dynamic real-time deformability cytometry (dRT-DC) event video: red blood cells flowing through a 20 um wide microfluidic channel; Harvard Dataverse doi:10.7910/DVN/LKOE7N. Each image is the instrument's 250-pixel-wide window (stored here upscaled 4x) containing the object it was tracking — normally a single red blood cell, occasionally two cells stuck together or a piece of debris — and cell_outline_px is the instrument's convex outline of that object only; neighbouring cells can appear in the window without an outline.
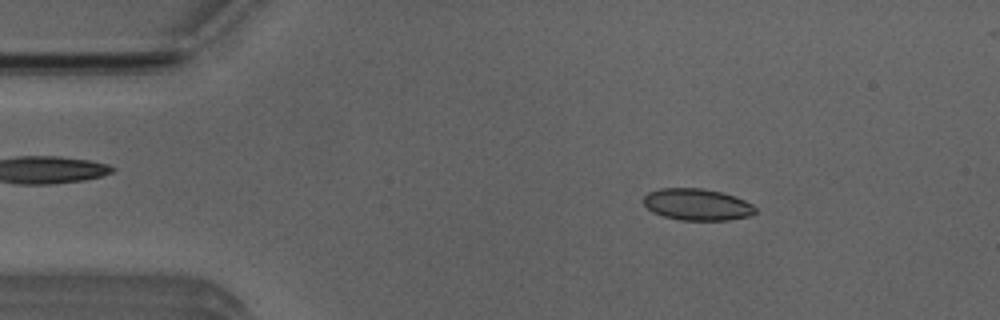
{"species": "Egyptian fruit bat (a non-hibernating species)", "species_latin": "Rousettus aegyptiacus", "temperature_condition": "room temperature", "stored_images_in_passage": 45, "camera_frame_rate_fps": 3000, "um_per_image_px": 0.085, "animal": {"sex": "male"}, "frame": {"image": 1, "passage_image": 2, "time_ms": 0.333, "image_size_px": [1000, 320], "cell_outline_px": [[756, 212], [752, 216], [728, 220], [680, 220], [664, 216], [652, 212], [644, 204], [644, 196], [648, 192], [660, 188], [704, 188], [736, 196], [752, 204], [756, 208]], "centroid_in_image_um": [59.27, 17.38], "position_along_channel_um": 25.7, "area_um2": 20.75}}
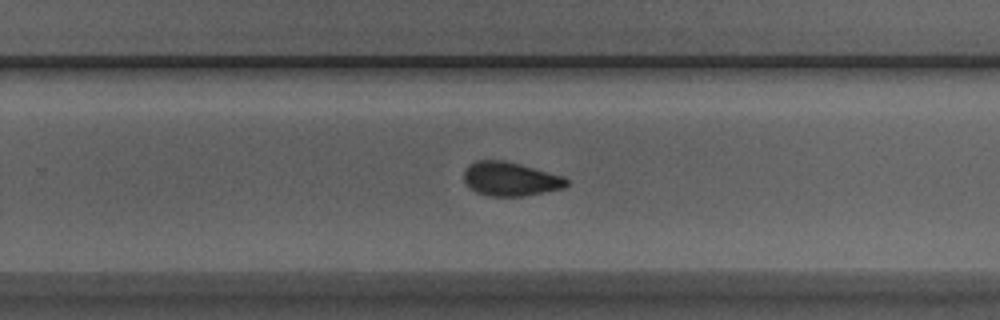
{"frame": {"image": 2, "passage_image": 26, "time_ms": 8.333, "image_size_px": [1000, 320], "cell_outline_px": [[568, 184], [564, 188], [524, 196], [492, 196], [476, 192], [464, 180], [464, 168], [468, 164], [476, 160], [504, 160], [520, 164], [564, 176], [568, 180]], "centroid_in_image_um": [43.38, 15.2], "position_along_channel_um": 286.4, "area_um2": 20.29}}
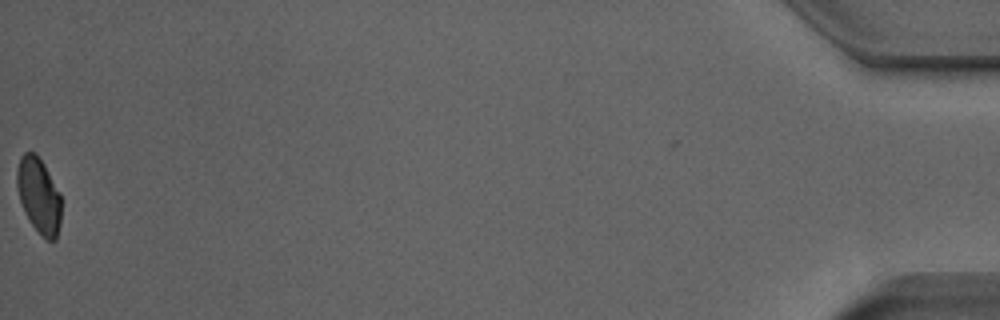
{"frame": {"image": 3, "passage_image": 45, "time_ms": 14.667, "image_size_px": [1000, 320], "cell_outline_px": [[60, 224], [56, 240], [48, 240], [32, 224], [20, 200], [16, 184], [16, 168], [20, 156], [24, 152], [36, 152], [44, 164], [60, 192]], "centroid_in_image_um": [3.29, 16.55], "position_along_channel_um": 431.9, "area_um2": 19.31}, "authors_computed_cell_mechanics": {"area_um2": 20.7502, "velocity_mm_per_s": 4.0053, "shape_relaxation_time_tau1_ms": 2.9179, "shape_relaxation_time_tau2_ms": 1.4384, "deformation_change_tau1": 0.1032, "deformation_change_tau2": 0.0671}}